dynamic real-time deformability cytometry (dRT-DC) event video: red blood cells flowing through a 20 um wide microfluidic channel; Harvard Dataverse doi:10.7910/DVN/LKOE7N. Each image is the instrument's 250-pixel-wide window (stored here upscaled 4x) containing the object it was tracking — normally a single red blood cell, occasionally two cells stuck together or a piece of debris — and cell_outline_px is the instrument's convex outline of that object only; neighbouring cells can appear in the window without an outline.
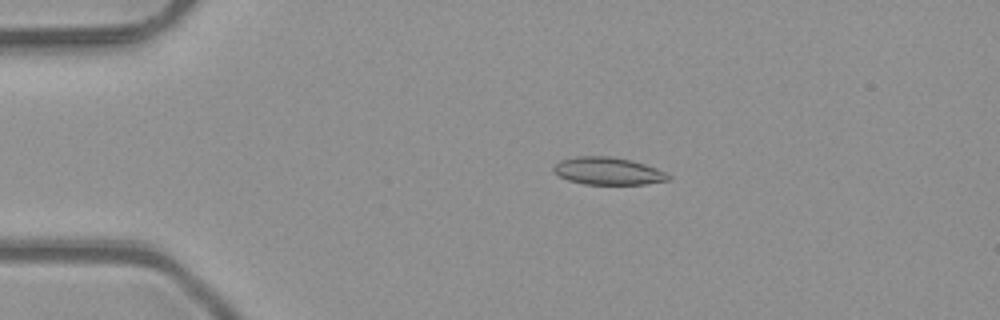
{"species": "common noctule bat (a hibernating species)", "species_latin": "Nyctalus noctula", "temperature_condition": "room temperature", "stored_images_in_passage": 47, "camera_frame_rate_fps": 3000, "um_per_image_px": 0.085, "animal": {"sex": "male", "body_mass_g": 23.1, "forearm_length_mm": 52.7}, "frame": {"image": 1, "passage_image": 7, "time_ms": 2.0, "image_size_px": [1000, 320], "cell_outline_px": [[672, 176], [668, 180], [644, 184], [584, 184], [568, 180], [552, 172], [552, 168], [560, 160], [576, 156], [612, 156], [644, 164], [656, 168]], "centroid_in_image_um": [51.64, 14.53], "position_along_channel_um": 33.4, "area_um2": 18.26}}
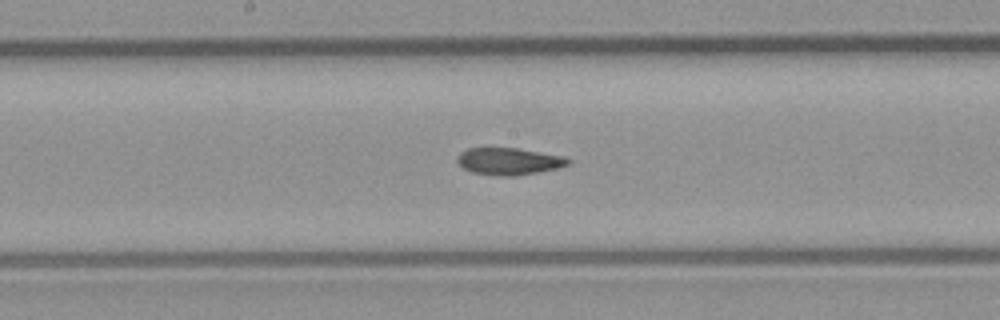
{"frame": {"image": 2, "passage_image": 23, "time_ms": 7.333, "image_size_px": [1000, 320], "cell_outline_px": [[572, 160], [568, 164], [556, 168], [516, 176], [500, 176], [472, 172], [464, 168], [456, 160], [456, 156], [460, 152], [468, 148], [516, 148], [564, 156]], "centroid_in_image_um": [43.23, 13.7], "position_along_channel_um": 205.0, "area_um2": 17.34}}
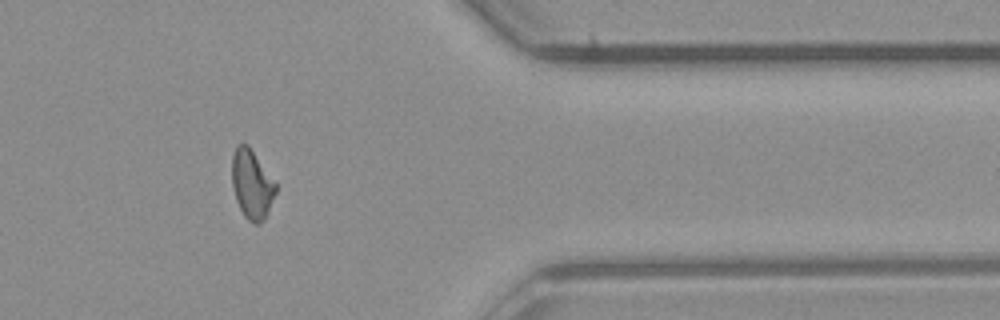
{"frame": {"image": 3, "passage_image": 38, "time_ms": 12.333, "image_size_px": [1000, 320], "cell_outline_px": [[276, 192], [268, 212], [264, 220], [260, 224], [252, 224], [244, 216], [236, 200], [232, 184], [232, 156], [236, 144], [248, 144], [276, 184]], "centroid_in_image_um": [21.39, 15.68], "position_along_channel_um": 390.0, "area_um2": 17.57}, "authors_computed_cell_mechanics": {"area_um2": 17.8024, "velocity_mm_per_s": 4.1185, "shape_relaxation_time_tau1_ms": null, "shape_relaxation_time_tau2_ms": 2.5418, "deformation_change_tau1": null, "deformation_change_tau2": 0.0872}}